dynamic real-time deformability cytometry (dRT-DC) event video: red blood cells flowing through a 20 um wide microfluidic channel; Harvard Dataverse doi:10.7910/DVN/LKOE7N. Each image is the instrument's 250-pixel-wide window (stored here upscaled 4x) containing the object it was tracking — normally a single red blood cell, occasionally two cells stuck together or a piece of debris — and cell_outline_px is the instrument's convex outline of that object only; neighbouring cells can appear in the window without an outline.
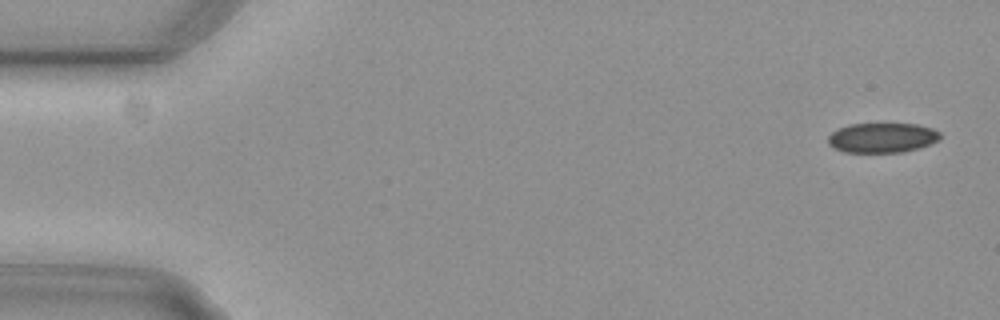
{"species": "common noctule bat (a hibernating species)", "species_latin": "Nyctalus noctula", "temperature_condition": "cold", "stored_images_in_passage": 5, "camera_frame_rate_fps": 3000, "um_per_image_px": 0.085, "animal": {"sex": "female", "body_mass_g": 29.2, "forearm_length_mm": 56.3}, "frame": {"image": 1, "passage_image": 1, "time_ms": 0.0, "image_size_px": [1000, 320], "cell_outline_px": [[940, 136], [936, 140], [920, 148], [904, 152], [844, 152], [832, 148], [828, 144], [828, 136], [832, 132], [848, 124], [916, 124], [932, 128], [940, 132]], "centroid_in_image_um": [74.95, 11.71], "position_along_channel_um": 10.1, "area_um2": 19.42}}